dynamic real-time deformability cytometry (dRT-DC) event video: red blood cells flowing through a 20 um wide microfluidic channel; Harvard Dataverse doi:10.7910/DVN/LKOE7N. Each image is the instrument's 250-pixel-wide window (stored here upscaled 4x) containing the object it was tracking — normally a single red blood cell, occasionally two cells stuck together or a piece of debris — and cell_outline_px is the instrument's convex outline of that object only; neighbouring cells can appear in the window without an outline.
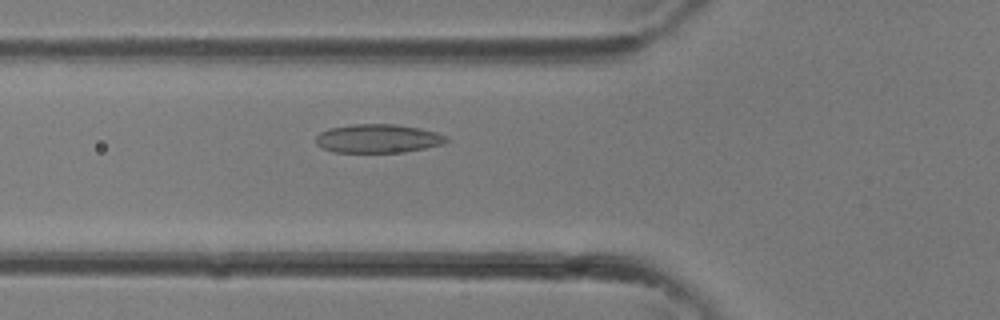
{"species": "common noctule bat (a hibernating species)", "species_latin": "Nyctalus noctula", "temperature_condition": "room temperature", "stored_images_in_passage": 36, "camera_frame_rate_fps": 3000, "um_per_image_px": 0.085, "animal": {"sex": "female"}, "frame": {"image": 1, "passage_image": 13, "time_ms": 4.0, "image_size_px": [1000, 320], "cell_outline_px": [[448, 140], [444, 144], [404, 152], [332, 152], [316, 144], [316, 136], [320, 132], [328, 128], [352, 124], [396, 124], [420, 128], [436, 132], [448, 136]], "centroid_in_image_um": [32.13, 11.77], "position_along_channel_um": 93.7, "area_um2": 21.91}}
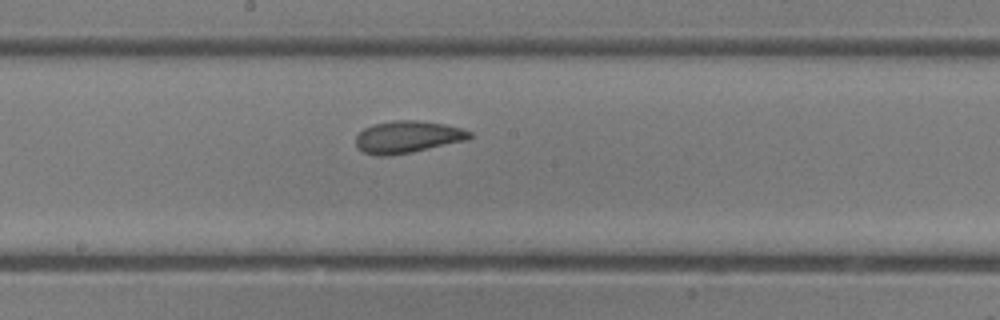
{"frame": {"image": 2, "passage_image": 19, "time_ms": 6.0, "image_size_px": [1000, 320], "cell_outline_px": [[472, 136], [468, 140], [412, 152], [388, 156], [376, 156], [364, 152], [356, 148], [356, 136], [364, 128], [372, 124], [396, 120], [416, 120], [444, 124], [460, 128], [472, 132]], "centroid_in_image_um": [34.63, 11.65], "position_along_channel_um": 213.6, "area_um2": 21.39}}
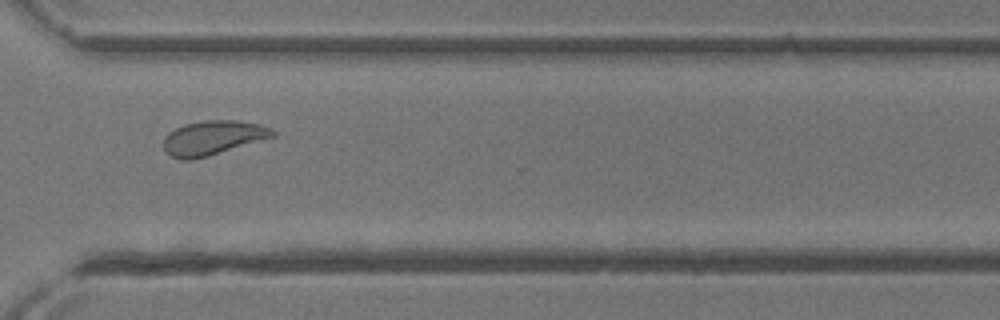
{"frame": {"image": 3, "passage_image": 26, "time_ms": 8.333, "image_size_px": [1000, 320], "cell_outline_px": [[276, 136], [208, 156], [188, 160], [180, 160], [172, 156], [164, 148], [164, 140], [168, 132], [184, 124], [200, 120], [236, 120], [260, 124], [272, 128], [276, 132]], "centroid_in_image_um": [18.12, 11.7], "position_along_channel_um": 352.5, "area_um2": 21.85}}